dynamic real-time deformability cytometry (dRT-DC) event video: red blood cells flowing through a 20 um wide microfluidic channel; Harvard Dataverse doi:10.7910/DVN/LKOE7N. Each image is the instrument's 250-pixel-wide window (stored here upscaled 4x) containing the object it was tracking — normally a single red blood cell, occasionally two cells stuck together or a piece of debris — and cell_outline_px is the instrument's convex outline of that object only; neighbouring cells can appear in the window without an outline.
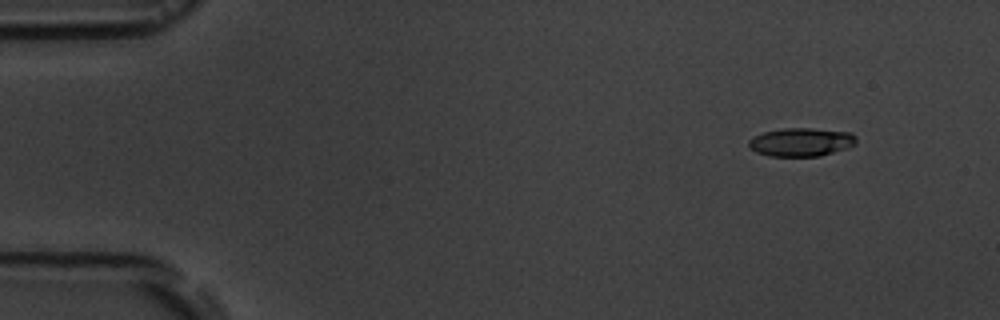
{"species": "common noctule bat (a hibernating species)", "species_latin": "Nyctalus noctula", "temperature_condition": "room temperature", "stored_images_in_passage": 6, "camera_frame_rate_fps": 3000, "um_per_image_px": 0.085, "animal": {"sex": "male", "body_mass_g": 19.5, "forearm_length_mm": 54.6}, "frame": {"image": 1, "passage_image": 2, "time_ms": 1.0, "image_size_px": [1000, 320], "cell_outline_px": [[856, 144], [820, 156], [768, 156], [756, 152], [748, 148], [748, 140], [752, 136], [764, 132], [784, 128], [812, 128], [852, 132], [856, 136]], "centroid_in_image_um": [68.06, 12.07], "position_along_channel_um": 16.9, "area_um2": 17.92}}
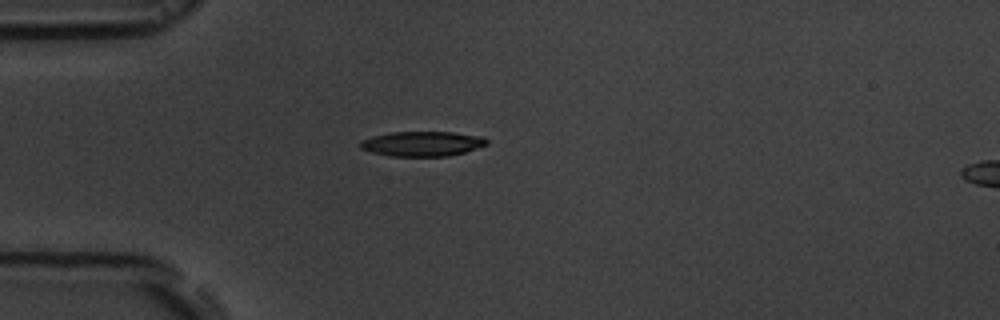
{"frame": {"image": 2, "passage_image": 5, "time_ms": 4.333, "image_size_px": [1000, 320], "cell_outline_px": [[488, 144], [464, 152], [448, 156], [392, 156], [372, 152], [360, 148], [360, 140], [372, 136], [392, 132], [452, 132], [484, 136], [488, 140]], "centroid_in_image_um": [35.9, 12.21], "position_along_channel_um": 49.1, "area_um2": 18.32}}